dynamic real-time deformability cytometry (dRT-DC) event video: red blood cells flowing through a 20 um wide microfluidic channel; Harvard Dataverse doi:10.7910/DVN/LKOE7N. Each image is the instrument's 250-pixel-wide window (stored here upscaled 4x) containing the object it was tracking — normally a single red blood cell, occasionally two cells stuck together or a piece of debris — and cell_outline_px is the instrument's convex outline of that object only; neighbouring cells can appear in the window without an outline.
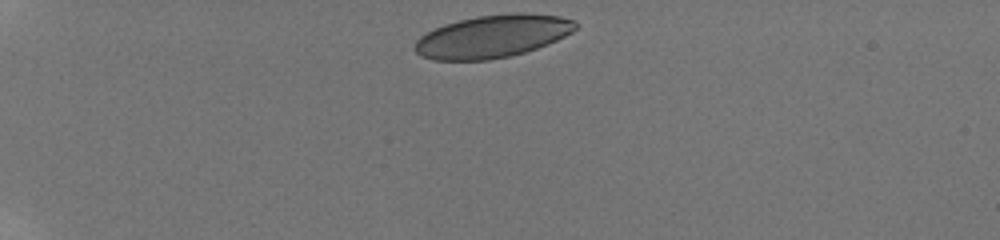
{"species": "human", "species_latin": "Homo sapiens", "temperature_condition": "room temperature", "stored_images_in_passage": 40, "camera_frame_rate_fps": 3000, "um_per_image_px": 0.085, "donor": {"sex": "male"}, "frame": {"image": 1, "passage_image": 1, "time_ms": 0.0, "image_size_px": [1000, 240], "cell_outline_px": [[580, 24], [572, 32], [548, 44], [524, 52], [508, 56], [488, 60], [432, 60], [420, 56], [416, 52], [416, 40], [420, 36], [444, 24], [476, 16], [516, 12], [524, 12], [560, 16], [572, 20]], "centroid_in_image_um": [41.88, 3.08], "position_along_channel_um": 43.1, "area_um2": 39.88}}
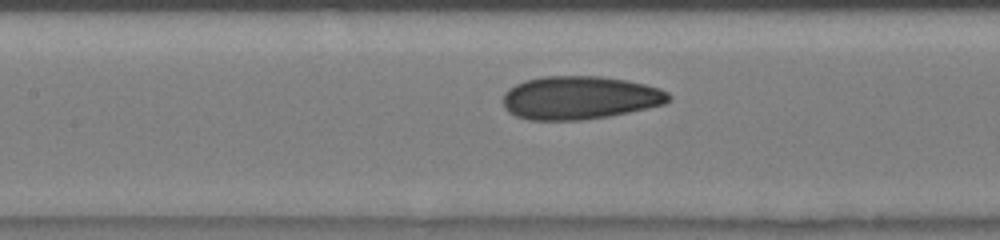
{"frame": {"image": 2, "passage_image": 15, "time_ms": 4.667, "image_size_px": [1000, 240], "cell_outline_px": [[672, 96], [664, 104], [648, 108], [608, 116], [580, 120], [528, 120], [516, 116], [508, 112], [504, 108], [504, 92], [508, 88], [524, 80], [544, 76], [600, 76], [624, 80], [644, 84], [660, 88], [668, 92]], "centroid_in_image_um": [49.25, 8.31], "position_along_channel_um": 158.1, "area_um2": 41.79}}
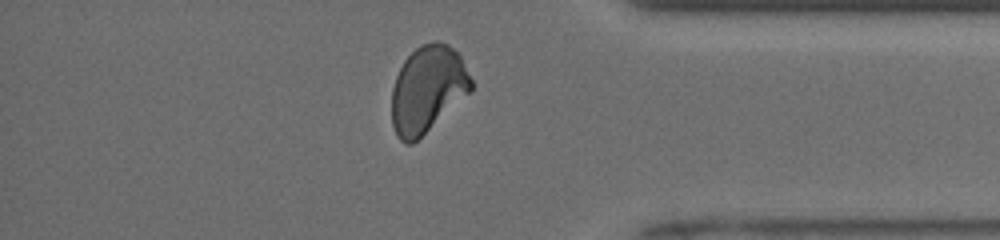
{"frame": {"image": 3, "passage_image": 34, "time_ms": 11.0, "image_size_px": [1000, 240], "cell_outline_px": [[472, 92], [412, 144], [404, 144], [396, 136], [392, 124], [392, 88], [396, 76], [404, 60], [420, 44], [436, 40], [448, 44], [460, 56], [472, 80]], "centroid_in_image_um": [36.34, 7.59], "position_along_channel_um": 398.9, "area_um2": 40.29}, "authors_computed_cell_mechanics": {"area_um2": 40.7201, "velocity_mm_per_s": 3.9641, "shape_relaxation_time_tau1_ms": 6.3175, "shape_relaxation_time_tau2_ms": 1.3383, "deformation_change_tau1": 0.1485, "deformation_change_tau2": 0.0647}}